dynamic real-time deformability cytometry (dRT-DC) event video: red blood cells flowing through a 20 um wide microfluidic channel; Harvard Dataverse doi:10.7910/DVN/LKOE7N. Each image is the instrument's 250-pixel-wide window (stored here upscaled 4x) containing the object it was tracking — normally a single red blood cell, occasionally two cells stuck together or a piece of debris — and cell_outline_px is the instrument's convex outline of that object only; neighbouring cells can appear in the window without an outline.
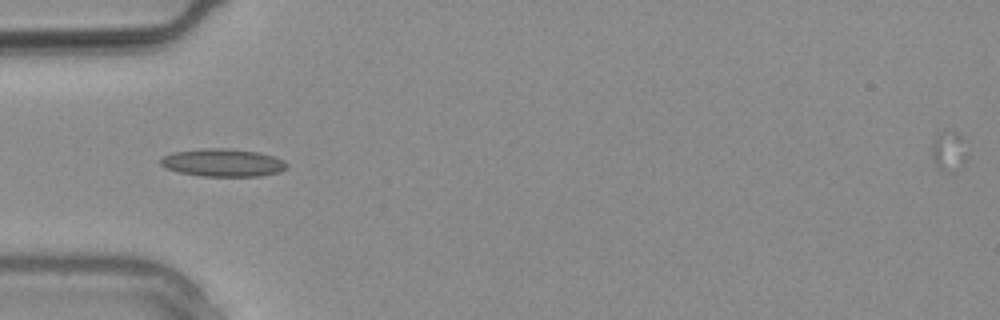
{"species": "common noctule bat (a hibernating species)", "species_latin": "Nyctalus noctula", "temperature_condition": "warm", "stored_images_in_passage": 12, "camera_frame_rate_fps": 3000, "um_per_image_px": 0.085, "animal": {"sex": "male", "body_mass_g": 20.4}, "frame": {"image": 1, "passage_image": 9, "time_ms": 2.667, "image_size_px": [1000, 320], "cell_outline_px": [[288, 168], [280, 172], [260, 176], [200, 176], [180, 172], [168, 168], [160, 164], [160, 160], [164, 156], [172, 152], [204, 148], [224, 148], [260, 152], [284, 160], [288, 164]], "centroid_in_image_um": [18.98, 13.82], "position_along_channel_um": 66.0, "area_um2": 20.46}}